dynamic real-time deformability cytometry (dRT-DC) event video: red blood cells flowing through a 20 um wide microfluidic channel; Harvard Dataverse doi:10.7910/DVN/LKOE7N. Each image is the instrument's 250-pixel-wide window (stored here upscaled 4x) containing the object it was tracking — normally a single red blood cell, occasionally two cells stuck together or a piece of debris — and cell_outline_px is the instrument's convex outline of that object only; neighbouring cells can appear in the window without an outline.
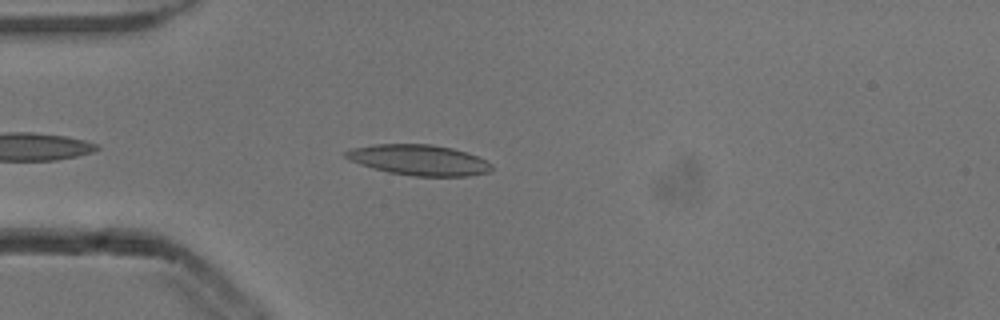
{"species": "common noctule bat (a hibernating species)", "species_latin": "Nyctalus noctula", "temperature_condition": "cold", "stored_images_in_passage": 35, "camera_frame_rate_fps": 3000, "um_per_image_px": 0.085, "animal": {"sex": "male", "body_mass_g": 13.3}, "frame": {"image": 1, "passage_image": 5, "time_ms": 1.333, "image_size_px": [1000, 320], "cell_outline_px": [[492, 168], [488, 172], [468, 176], [412, 176], [388, 172], [372, 168], [360, 164], [344, 156], [344, 152], [352, 148], [376, 144], [432, 144], [452, 148], [476, 156], [492, 164]], "centroid_in_image_um": [35.59, 13.6], "position_along_channel_um": 49.4, "area_um2": 25.78}}
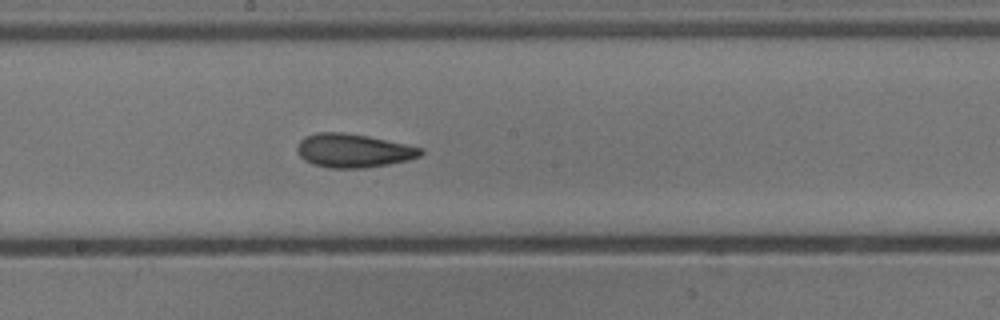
{"frame": {"image": 2, "passage_image": 19, "time_ms": 6.0, "image_size_px": [1000, 320], "cell_outline_px": [[424, 152], [420, 156], [408, 160], [388, 164], [364, 168], [328, 168], [312, 164], [304, 160], [300, 156], [296, 148], [300, 140], [304, 136], [316, 132], [340, 132], [368, 136], [424, 148]], "centroid_in_image_um": [30.02, 12.8], "position_along_channel_um": 218.2, "area_um2": 24.33}}
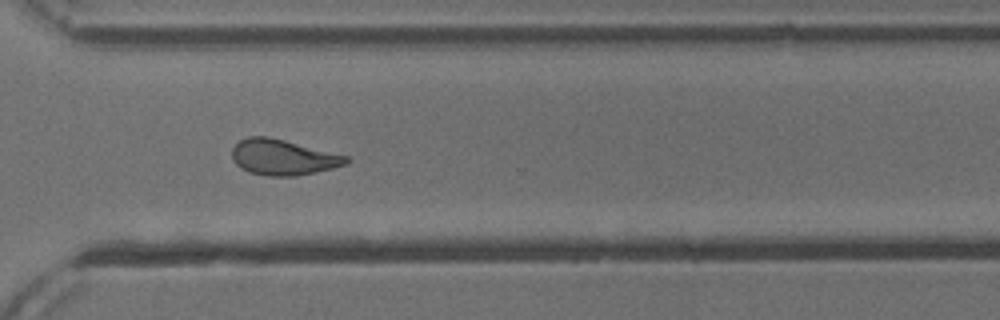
{"frame": {"image": 3, "passage_image": 29, "time_ms": 9.333, "image_size_px": [1000, 320], "cell_outline_px": [[352, 160], [348, 164], [332, 168], [296, 176], [268, 176], [248, 172], [236, 164], [232, 160], [232, 148], [240, 140], [248, 136], [268, 136], [348, 156]], "centroid_in_image_um": [24.05, 13.37], "position_along_channel_um": 346.5, "area_um2": 23.7}, "authors_computed_cell_mechanics": {"area_um2": 23.9292, "velocity_mm_per_s": 3.8728, "shape_relaxation_time_tau1_ms": 5.5687, "shape_relaxation_time_tau2_ms": 3.0476, "deformation_change_tau1": 0.158, "deformation_change_tau2": 0.1132}}